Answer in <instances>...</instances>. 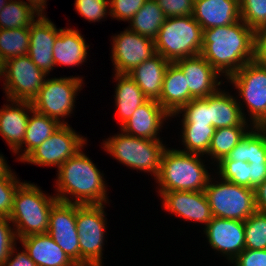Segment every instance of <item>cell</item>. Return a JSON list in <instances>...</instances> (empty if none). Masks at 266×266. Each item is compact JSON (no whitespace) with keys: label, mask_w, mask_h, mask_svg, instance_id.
Returning <instances> with one entry per match:
<instances>
[{"label":"cell","mask_w":266,"mask_h":266,"mask_svg":"<svg viewBox=\"0 0 266 266\" xmlns=\"http://www.w3.org/2000/svg\"><path fill=\"white\" fill-rule=\"evenodd\" d=\"M201 55L226 79L255 60V31L242 20L203 30Z\"/></svg>","instance_id":"1"},{"label":"cell","mask_w":266,"mask_h":266,"mask_svg":"<svg viewBox=\"0 0 266 266\" xmlns=\"http://www.w3.org/2000/svg\"><path fill=\"white\" fill-rule=\"evenodd\" d=\"M81 149L57 170L58 201L81 205L109 203L106 181L95 163ZM70 195V197L68 196Z\"/></svg>","instance_id":"2"},{"label":"cell","mask_w":266,"mask_h":266,"mask_svg":"<svg viewBox=\"0 0 266 266\" xmlns=\"http://www.w3.org/2000/svg\"><path fill=\"white\" fill-rule=\"evenodd\" d=\"M202 157L204 155L166 148L155 179L159 186L158 192L205 190L211 174Z\"/></svg>","instance_id":"3"},{"label":"cell","mask_w":266,"mask_h":266,"mask_svg":"<svg viewBox=\"0 0 266 266\" xmlns=\"http://www.w3.org/2000/svg\"><path fill=\"white\" fill-rule=\"evenodd\" d=\"M43 192L37 184L26 181L16 190L9 220L17 240L48 232L50 210L58 199Z\"/></svg>","instance_id":"4"},{"label":"cell","mask_w":266,"mask_h":266,"mask_svg":"<svg viewBox=\"0 0 266 266\" xmlns=\"http://www.w3.org/2000/svg\"><path fill=\"white\" fill-rule=\"evenodd\" d=\"M203 29L191 16L168 17L154 39L156 53L170 63L201 54Z\"/></svg>","instance_id":"5"},{"label":"cell","mask_w":266,"mask_h":266,"mask_svg":"<svg viewBox=\"0 0 266 266\" xmlns=\"http://www.w3.org/2000/svg\"><path fill=\"white\" fill-rule=\"evenodd\" d=\"M102 148L131 170L150 173L156 179L166 146L162 140L134 137L121 130V133L104 140Z\"/></svg>","instance_id":"6"},{"label":"cell","mask_w":266,"mask_h":266,"mask_svg":"<svg viewBox=\"0 0 266 266\" xmlns=\"http://www.w3.org/2000/svg\"><path fill=\"white\" fill-rule=\"evenodd\" d=\"M105 204H76L79 265L102 266L107 219Z\"/></svg>","instance_id":"7"},{"label":"cell","mask_w":266,"mask_h":266,"mask_svg":"<svg viewBox=\"0 0 266 266\" xmlns=\"http://www.w3.org/2000/svg\"><path fill=\"white\" fill-rule=\"evenodd\" d=\"M220 179L210 177L204 190L213 217L245 221L256 211L255 190Z\"/></svg>","instance_id":"8"},{"label":"cell","mask_w":266,"mask_h":266,"mask_svg":"<svg viewBox=\"0 0 266 266\" xmlns=\"http://www.w3.org/2000/svg\"><path fill=\"white\" fill-rule=\"evenodd\" d=\"M239 98L246 105L248 120L252 126L266 127V65L256 60L246 63L237 72L227 78Z\"/></svg>","instance_id":"9"},{"label":"cell","mask_w":266,"mask_h":266,"mask_svg":"<svg viewBox=\"0 0 266 266\" xmlns=\"http://www.w3.org/2000/svg\"><path fill=\"white\" fill-rule=\"evenodd\" d=\"M83 82L80 76L46 78L37 97L31 102L33 109L62 124H68L64 120L73 113L75 98L83 88Z\"/></svg>","instance_id":"10"},{"label":"cell","mask_w":266,"mask_h":266,"mask_svg":"<svg viewBox=\"0 0 266 266\" xmlns=\"http://www.w3.org/2000/svg\"><path fill=\"white\" fill-rule=\"evenodd\" d=\"M46 76L28 55L5 61L3 89L10 100L32 102L43 86Z\"/></svg>","instance_id":"11"},{"label":"cell","mask_w":266,"mask_h":266,"mask_svg":"<svg viewBox=\"0 0 266 266\" xmlns=\"http://www.w3.org/2000/svg\"><path fill=\"white\" fill-rule=\"evenodd\" d=\"M86 142L87 139L77 134L69 124H62L21 162L59 168L70 157L75 156L85 144L87 145Z\"/></svg>","instance_id":"12"},{"label":"cell","mask_w":266,"mask_h":266,"mask_svg":"<svg viewBox=\"0 0 266 266\" xmlns=\"http://www.w3.org/2000/svg\"><path fill=\"white\" fill-rule=\"evenodd\" d=\"M112 63L117 74H127L156 54L154 40L129 28L112 36Z\"/></svg>","instance_id":"13"},{"label":"cell","mask_w":266,"mask_h":266,"mask_svg":"<svg viewBox=\"0 0 266 266\" xmlns=\"http://www.w3.org/2000/svg\"><path fill=\"white\" fill-rule=\"evenodd\" d=\"M47 234L76 265H79L76 203L57 201L52 206Z\"/></svg>","instance_id":"14"},{"label":"cell","mask_w":266,"mask_h":266,"mask_svg":"<svg viewBox=\"0 0 266 266\" xmlns=\"http://www.w3.org/2000/svg\"><path fill=\"white\" fill-rule=\"evenodd\" d=\"M203 229L209 246L229 262L245 249L244 221L213 217Z\"/></svg>","instance_id":"15"},{"label":"cell","mask_w":266,"mask_h":266,"mask_svg":"<svg viewBox=\"0 0 266 266\" xmlns=\"http://www.w3.org/2000/svg\"><path fill=\"white\" fill-rule=\"evenodd\" d=\"M163 208L185 221L207 225L213 218L204 190L158 192Z\"/></svg>","instance_id":"16"},{"label":"cell","mask_w":266,"mask_h":266,"mask_svg":"<svg viewBox=\"0 0 266 266\" xmlns=\"http://www.w3.org/2000/svg\"><path fill=\"white\" fill-rule=\"evenodd\" d=\"M59 31L60 28H56V25L46 17V14L40 15L29 26L30 44L27 55L47 75L55 69L53 48Z\"/></svg>","instance_id":"17"},{"label":"cell","mask_w":266,"mask_h":266,"mask_svg":"<svg viewBox=\"0 0 266 266\" xmlns=\"http://www.w3.org/2000/svg\"><path fill=\"white\" fill-rule=\"evenodd\" d=\"M184 73L189 93L194 99L216 93L223 81L220 74L201 55L186 57L174 62Z\"/></svg>","instance_id":"18"},{"label":"cell","mask_w":266,"mask_h":266,"mask_svg":"<svg viewBox=\"0 0 266 266\" xmlns=\"http://www.w3.org/2000/svg\"><path fill=\"white\" fill-rule=\"evenodd\" d=\"M170 117L157 100L148 99L136 109L120 129L134 137L160 140L158 133L161 131L164 121L166 122Z\"/></svg>","instance_id":"19"},{"label":"cell","mask_w":266,"mask_h":266,"mask_svg":"<svg viewBox=\"0 0 266 266\" xmlns=\"http://www.w3.org/2000/svg\"><path fill=\"white\" fill-rule=\"evenodd\" d=\"M0 109V136L14 153L22 144L26 132L29 113L33 110L31 102L7 99Z\"/></svg>","instance_id":"20"},{"label":"cell","mask_w":266,"mask_h":266,"mask_svg":"<svg viewBox=\"0 0 266 266\" xmlns=\"http://www.w3.org/2000/svg\"><path fill=\"white\" fill-rule=\"evenodd\" d=\"M192 16L203 30L237 23L239 0H194Z\"/></svg>","instance_id":"21"},{"label":"cell","mask_w":266,"mask_h":266,"mask_svg":"<svg viewBox=\"0 0 266 266\" xmlns=\"http://www.w3.org/2000/svg\"><path fill=\"white\" fill-rule=\"evenodd\" d=\"M18 242L36 266H76L47 233L29 235Z\"/></svg>","instance_id":"22"},{"label":"cell","mask_w":266,"mask_h":266,"mask_svg":"<svg viewBox=\"0 0 266 266\" xmlns=\"http://www.w3.org/2000/svg\"><path fill=\"white\" fill-rule=\"evenodd\" d=\"M192 99L184 73L175 63H169L157 102L172 116Z\"/></svg>","instance_id":"23"},{"label":"cell","mask_w":266,"mask_h":266,"mask_svg":"<svg viewBox=\"0 0 266 266\" xmlns=\"http://www.w3.org/2000/svg\"><path fill=\"white\" fill-rule=\"evenodd\" d=\"M169 61L156 53L127 73L142 90L147 99L157 100L162 92L164 75Z\"/></svg>","instance_id":"24"},{"label":"cell","mask_w":266,"mask_h":266,"mask_svg":"<svg viewBox=\"0 0 266 266\" xmlns=\"http://www.w3.org/2000/svg\"><path fill=\"white\" fill-rule=\"evenodd\" d=\"M233 97L229 92L219 89L210 95L211 125L218 128H226L248 124L241 100ZM239 102V103H238Z\"/></svg>","instance_id":"25"},{"label":"cell","mask_w":266,"mask_h":266,"mask_svg":"<svg viewBox=\"0 0 266 266\" xmlns=\"http://www.w3.org/2000/svg\"><path fill=\"white\" fill-rule=\"evenodd\" d=\"M80 31L72 28H60L53 48L55 66H79L86 62L89 46Z\"/></svg>","instance_id":"26"},{"label":"cell","mask_w":266,"mask_h":266,"mask_svg":"<svg viewBox=\"0 0 266 266\" xmlns=\"http://www.w3.org/2000/svg\"><path fill=\"white\" fill-rule=\"evenodd\" d=\"M117 81L115 88V109L120 127L129 120L138 107L148 99L135 81L127 74H114Z\"/></svg>","instance_id":"27"},{"label":"cell","mask_w":266,"mask_h":266,"mask_svg":"<svg viewBox=\"0 0 266 266\" xmlns=\"http://www.w3.org/2000/svg\"><path fill=\"white\" fill-rule=\"evenodd\" d=\"M30 114L23 144L14 152L19 155L16 158L18 161H22L33 149L42 144L62 125L58 120L41 114L34 109ZM22 147L25 148L23 149ZM20 152L22 153L20 154Z\"/></svg>","instance_id":"28"},{"label":"cell","mask_w":266,"mask_h":266,"mask_svg":"<svg viewBox=\"0 0 266 266\" xmlns=\"http://www.w3.org/2000/svg\"><path fill=\"white\" fill-rule=\"evenodd\" d=\"M166 18L156 0H146L141 9L129 21L131 28L129 26L128 28L154 40Z\"/></svg>","instance_id":"29"},{"label":"cell","mask_w":266,"mask_h":266,"mask_svg":"<svg viewBox=\"0 0 266 266\" xmlns=\"http://www.w3.org/2000/svg\"><path fill=\"white\" fill-rule=\"evenodd\" d=\"M252 125H238L226 128H218L215 130L209 145L208 153L205 156H210L214 159L212 164L220 162L227 157L233 147L246 135Z\"/></svg>","instance_id":"30"},{"label":"cell","mask_w":266,"mask_h":266,"mask_svg":"<svg viewBox=\"0 0 266 266\" xmlns=\"http://www.w3.org/2000/svg\"><path fill=\"white\" fill-rule=\"evenodd\" d=\"M39 16L26 1L10 0L0 11V29L29 28Z\"/></svg>","instance_id":"31"},{"label":"cell","mask_w":266,"mask_h":266,"mask_svg":"<svg viewBox=\"0 0 266 266\" xmlns=\"http://www.w3.org/2000/svg\"><path fill=\"white\" fill-rule=\"evenodd\" d=\"M216 128L212 125L182 124V145L186 153L205 155L208 153L211 138Z\"/></svg>","instance_id":"32"},{"label":"cell","mask_w":266,"mask_h":266,"mask_svg":"<svg viewBox=\"0 0 266 266\" xmlns=\"http://www.w3.org/2000/svg\"><path fill=\"white\" fill-rule=\"evenodd\" d=\"M29 44V28L0 29V55L4 61L27 55Z\"/></svg>","instance_id":"33"},{"label":"cell","mask_w":266,"mask_h":266,"mask_svg":"<svg viewBox=\"0 0 266 266\" xmlns=\"http://www.w3.org/2000/svg\"><path fill=\"white\" fill-rule=\"evenodd\" d=\"M245 249H266V213L255 211L244 221Z\"/></svg>","instance_id":"34"},{"label":"cell","mask_w":266,"mask_h":266,"mask_svg":"<svg viewBox=\"0 0 266 266\" xmlns=\"http://www.w3.org/2000/svg\"><path fill=\"white\" fill-rule=\"evenodd\" d=\"M179 114L183 117L182 124L211 125L210 95L205 98L192 99L171 117L174 118Z\"/></svg>","instance_id":"35"},{"label":"cell","mask_w":266,"mask_h":266,"mask_svg":"<svg viewBox=\"0 0 266 266\" xmlns=\"http://www.w3.org/2000/svg\"><path fill=\"white\" fill-rule=\"evenodd\" d=\"M219 176L239 186L250 188V166L246 161H220L216 164Z\"/></svg>","instance_id":"36"},{"label":"cell","mask_w":266,"mask_h":266,"mask_svg":"<svg viewBox=\"0 0 266 266\" xmlns=\"http://www.w3.org/2000/svg\"><path fill=\"white\" fill-rule=\"evenodd\" d=\"M241 20L255 32L266 26V0H240Z\"/></svg>","instance_id":"37"},{"label":"cell","mask_w":266,"mask_h":266,"mask_svg":"<svg viewBox=\"0 0 266 266\" xmlns=\"http://www.w3.org/2000/svg\"><path fill=\"white\" fill-rule=\"evenodd\" d=\"M246 162H266V127H255L246 133Z\"/></svg>","instance_id":"38"},{"label":"cell","mask_w":266,"mask_h":266,"mask_svg":"<svg viewBox=\"0 0 266 266\" xmlns=\"http://www.w3.org/2000/svg\"><path fill=\"white\" fill-rule=\"evenodd\" d=\"M74 5L76 12L92 23L99 22L110 13L109 0H75Z\"/></svg>","instance_id":"39"},{"label":"cell","mask_w":266,"mask_h":266,"mask_svg":"<svg viewBox=\"0 0 266 266\" xmlns=\"http://www.w3.org/2000/svg\"><path fill=\"white\" fill-rule=\"evenodd\" d=\"M146 0H109L110 17L113 19L129 21L141 9Z\"/></svg>","instance_id":"40"},{"label":"cell","mask_w":266,"mask_h":266,"mask_svg":"<svg viewBox=\"0 0 266 266\" xmlns=\"http://www.w3.org/2000/svg\"><path fill=\"white\" fill-rule=\"evenodd\" d=\"M20 181L19 178H0V216L9 218L15 192L23 183Z\"/></svg>","instance_id":"41"},{"label":"cell","mask_w":266,"mask_h":266,"mask_svg":"<svg viewBox=\"0 0 266 266\" xmlns=\"http://www.w3.org/2000/svg\"><path fill=\"white\" fill-rule=\"evenodd\" d=\"M11 221L0 216V266L9 258L11 250L16 245V235Z\"/></svg>","instance_id":"42"},{"label":"cell","mask_w":266,"mask_h":266,"mask_svg":"<svg viewBox=\"0 0 266 266\" xmlns=\"http://www.w3.org/2000/svg\"><path fill=\"white\" fill-rule=\"evenodd\" d=\"M166 17L191 16L194 0H156Z\"/></svg>","instance_id":"43"},{"label":"cell","mask_w":266,"mask_h":266,"mask_svg":"<svg viewBox=\"0 0 266 266\" xmlns=\"http://www.w3.org/2000/svg\"><path fill=\"white\" fill-rule=\"evenodd\" d=\"M234 266H266V249H244L232 262Z\"/></svg>","instance_id":"44"},{"label":"cell","mask_w":266,"mask_h":266,"mask_svg":"<svg viewBox=\"0 0 266 266\" xmlns=\"http://www.w3.org/2000/svg\"><path fill=\"white\" fill-rule=\"evenodd\" d=\"M255 60L266 65V26L255 32Z\"/></svg>","instance_id":"45"},{"label":"cell","mask_w":266,"mask_h":266,"mask_svg":"<svg viewBox=\"0 0 266 266\" xmlns=\"http://www.w3.org/2000/svg\"><path fill=\"white\" fill-rule=\"evenodd\" d=\"M16 249L15 245L11 250L9 258L1 266H36L34 261L28 256L24 249L20 252L16 251Z\"/></svg>","instance_id":"46"},{"label":"cell","mask_w":266,"mask_h":266,"mask_svg":"<svg viewBox=\"0 0 266 266\" xmlns=\"http://www.w3.org/2000/svg\"><path fill=\"white\" fill-rule=\"evenodd\" d=\"M250 188L254 189L266 180V162L249 163Z\"/></svg>","instance_id":"47"},{"label":"cell","mask_w":266,"mask_h":266,"mask_svg":"<svg viewBox=\"0 0 266 266\" xmlns=\"http://www.w3.org/2000/svg\"><path fill=\"white\" fill-rule=\"evenodd\" d=\"M221 161H246V135L233 147Z\"/></svg>","instance_id":"48"},{"label":"cell","mask_w":266,"mask_h":266,"mask_svg":"<svg viewBox=\"0 0 266 266\" xmlns=\"http://www.w3.org/2000/svg\"><path fill=\"white\" fill-rule=\"evenodd\" d=\"M256 210L266 213V180L255 188Z\"/></svg>","instance_id":"49"},{"label":"cell","mask_w":266,"mask_h":266,"mask_svg":"<svg viewBox=\"0 0 266 266\" xmlns=\"http://www.w3.org/2000/svg\"><path fill=\"white\" fill-rule=\"evenodd\" d=\"M0 178H17L15 172H12L11 168L7 164L3 154H0Z\"/></svg>","instance_id":"50"},{"label":"cell","mask_w":266,"mask_h":266,"mask_svg":"<svg viewBox=\"0 0 266 266\" xmlns=\"http://www.w3.org/2000/svg\"><path fill=\"white\" fill-rule=\"evenodd\" d=\"M26 4L30 5L39 15H45L47 0H26Z\"/></svg>","instance_id":"51"},{"label":"cell","mask_w":266,"mask_h":266,"mask_svg":"<svg viewBox=\"0 0 266 266\" xmlns=\"http://www.w3.org/2000/svg\"><path fill=\"white\" fill-rule=\"evenodd\" d=\"M4 67H5V61L2 59L0 55V79L4 77Z\"/></svg>","instance_id":"52"},{"label":"cell","mask_w":266,"mask_h":266,"mask_svg":"<svg viewBox=\"0 0 266 266\" xmlns=\"http://www.w3.org/2000/svg\"><path fill=\"white\" fill-rule=\"evenodd\" d=\"M10 0H0V11L5 7V5L9 2Z\"/></svg>","instance_id":"53"}]
</instances>
